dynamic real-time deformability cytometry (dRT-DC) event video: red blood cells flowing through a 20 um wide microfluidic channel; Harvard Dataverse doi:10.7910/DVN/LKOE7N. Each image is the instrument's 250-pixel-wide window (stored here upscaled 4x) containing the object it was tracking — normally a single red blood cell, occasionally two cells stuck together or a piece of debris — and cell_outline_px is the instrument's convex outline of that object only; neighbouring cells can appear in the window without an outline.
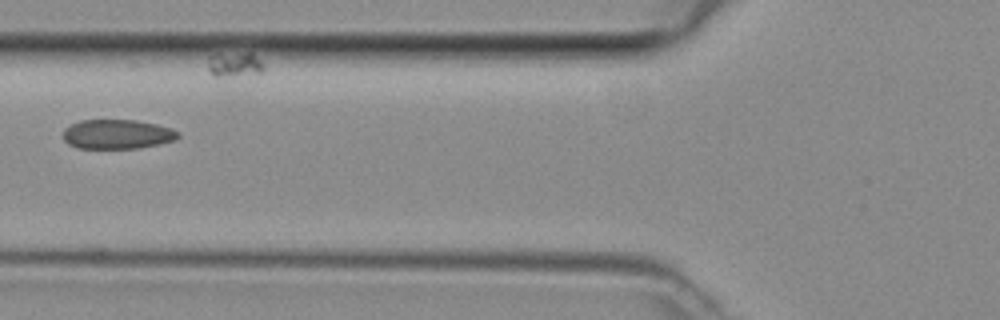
{"species": "common noctule bat (a hibernating species)", "species_latin": "Nyctalus noctula", "temperature_condition": "room temperature", "stored_images_in_passage": 4, "camera_frame_rate_fps": 3000, "um_per_image_px": 0.085, "animal": {"sex": "female", "body_mass_g": 29.2, "forearm_length_mm": 56.3}, "frame": {"image": 1, "passage_image": 2, "time_ms": 0.333, "image_size_px": [1000, 320], "cell_outline_px": [[180, 136], [176, 140], [140, 148], [76, 148], [68, 144], [64, 140], [64, 128], [80, 120], [136, 120], [156, 124], [172, 128], [180, 132]], "centroid_in_image_um": [9.99, 11.41], "position_along_channel_um": 115.8, "area_um2": 19.83}}
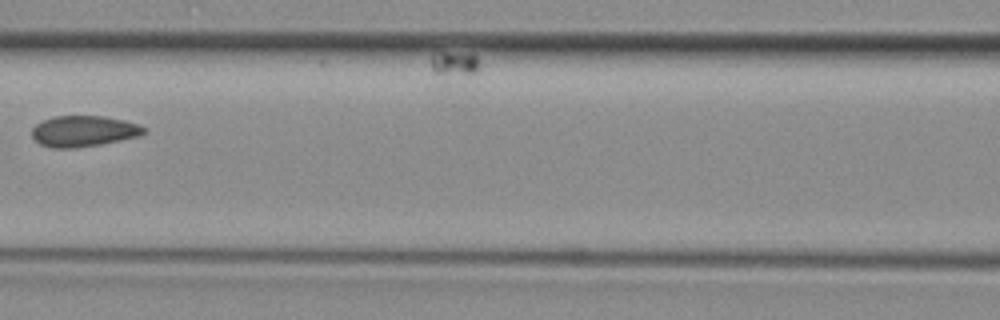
{"frame": {"image": 2, "passage_image": 3, "time_ms": 0.667, "image_size_px": [1000, 320], "cell_outline_px": [[144, 132], [140, 136], [100, 144], [72, 148], [52, 148], [40, 144], [32, 136], [32, 128], [36, 124], [44, 120], [56, 116], [100, 116], [124, 120], [140, 124], [144, 128]], "centroid_in_image_um": [7.1, 11.15], "position_along_channel_um": 159.5, "area_um2": 20.0}}